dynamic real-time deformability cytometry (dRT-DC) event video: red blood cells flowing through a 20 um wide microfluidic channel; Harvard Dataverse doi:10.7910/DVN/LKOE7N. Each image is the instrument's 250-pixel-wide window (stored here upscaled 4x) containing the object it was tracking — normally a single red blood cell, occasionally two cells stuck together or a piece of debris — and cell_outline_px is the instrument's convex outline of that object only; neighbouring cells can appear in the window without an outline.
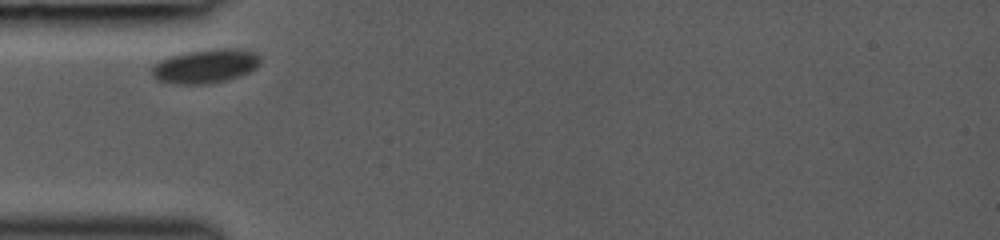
{"species": "common noctule bat (a hibernating species)", "species_latin": "Nyctalus noctula", "temperature_condition": "room temperature", "stored_images_in_passage": 6, "camera_frame_rate_fps": 3000, "um_per_image_px": 0.085, "animal": {"sex": "female", "body_mass_g": 19.0, "forearm_length_mm": 53.3}, "frame": {"image": 1, "passage_image": 1, "time_ms": 0.0, "image_size_px": [1000, 240], "cell_outline_px": [[260, 64], [256, 68], [240, 76], [228, 80], [212, 84], [176, 84], [156, 80], [152, 76], [152, 68], [160, 60], [184, 52], [212, 48], [236, 48], [256, 52], [260, 56]], "centroid_in_image_um": [17.5, 5.62], "position_along_channel_um": 67.5, "area_um2": 21.79}}
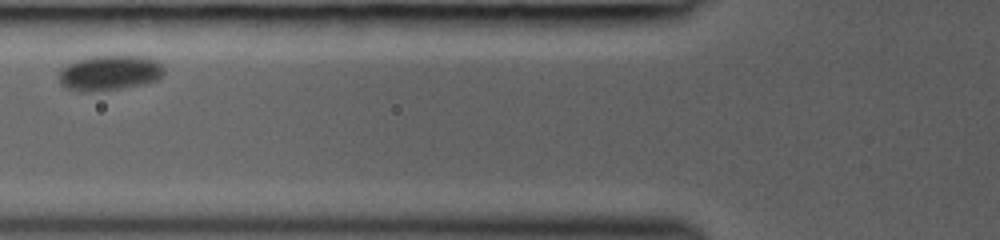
{"frame": {"image": 2, "passage_image": 3, "time_ms": 1.333, "image_size_px": [1000, 240], "cell_outline_px": [[164, 76], [156, 80], [144, 84], [120, 88], [84, 92], [64, 88], [60, 84], [60, 68], [76, 60], [88, 56], [144, 56], [156, 60], [164, 68]], "centroid_in_image_um": [9.31, 6.18], "position_along_channel_um": 116.5, "area_um2": 21.62}}
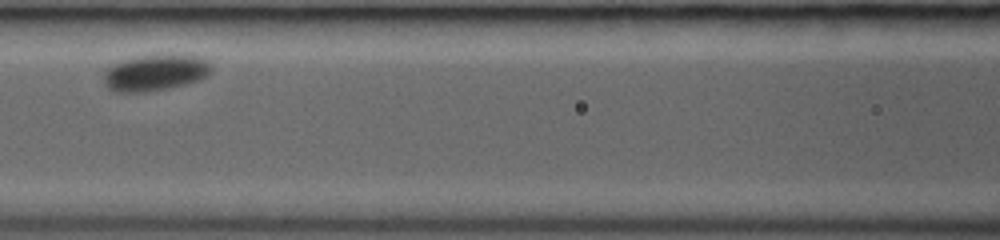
{"frame": {"image": 3, "passage_image": 5, "time_ms": 2.333, "image_size_px": [1000, 240], "cell_outline_px": [[212, 72], [200, 80], [188, 84], [168, 88], [144, 92], [112, 92], [104, 84], [104, 72], [112, 64], [124, 60], [140, 56], [196, 56], [204, 60], [212, 68]], "centroid_in_image_um": [13.16, 6.22], "position_along_channel_um": 153.4, "area_um2": 22.37}}